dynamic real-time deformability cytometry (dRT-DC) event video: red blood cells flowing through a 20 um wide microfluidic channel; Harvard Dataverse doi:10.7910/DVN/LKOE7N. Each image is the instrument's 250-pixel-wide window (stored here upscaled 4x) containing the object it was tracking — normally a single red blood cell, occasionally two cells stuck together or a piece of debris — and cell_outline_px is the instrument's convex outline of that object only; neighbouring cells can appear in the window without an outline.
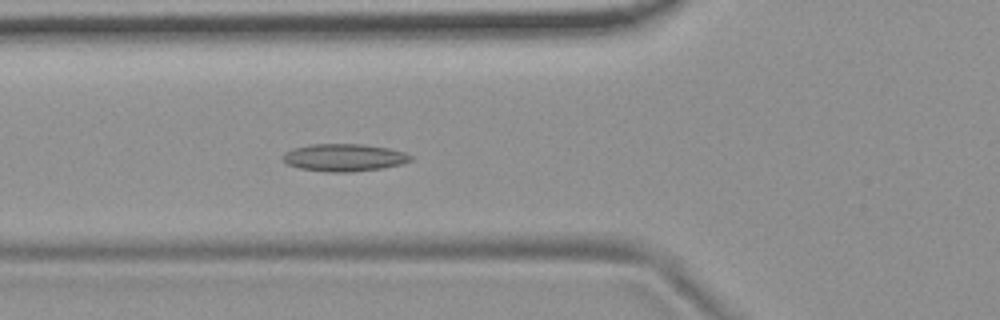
{"species": "common noctule bat (a hibernating species)", "species_latin": "Nyctalus noctula", "temperature_condition": "room temperature", "stored_images_in_passage": 54, "camera_frame_rate_fps": 3000, "um_per_image_px": 0.085, "animal": {"sex": "female", "body_mass_g": 19.9}, "frame": {"image": 1, "passage_image": 19, "time_ms": 6.0, "image_size_px": [1000, 320], "cell_outline_px": [[412, 160], [400, 164], [380, 168], [352, 172], [328, 172], [300, 168], [288, 164], [280, 156], [284, 152], [292, 148], [312, 144], [364, 144], [388, 148], [404, 152], [412, 156]], "centroid_in_image_um": [29.22, 13.38], "position_along_channel_um": 96.6, "area_um2": 20.4}}
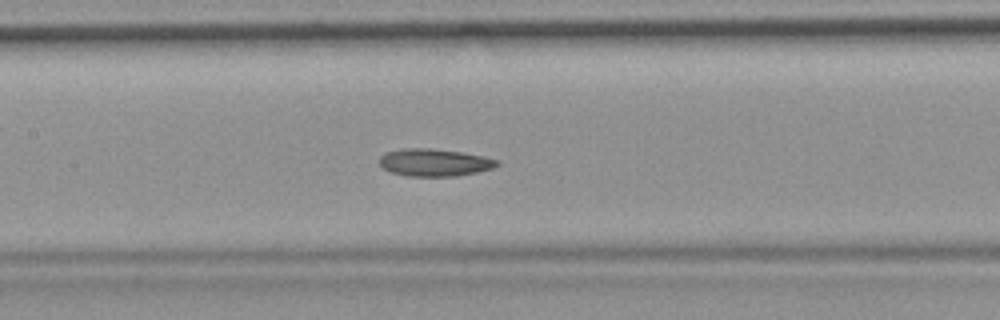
{"frame": {"image": 2, "passage_image": 25, "time_ms": 8.0, "image_size_px": [1000, 320], "cell_outline_px": [[500, 164], [492, 168], [476, 172], [456, 176], [408, 176], [388, 172], [380, 164], [380, 156], [388, 152], [404, 148], [432, 148], [460, 152], [484, 156], [500, 160]], "centroid_in_image_um": [36.94, 13.81], "position_along_channel_um": 170.5, "area_um2": 18.79}}
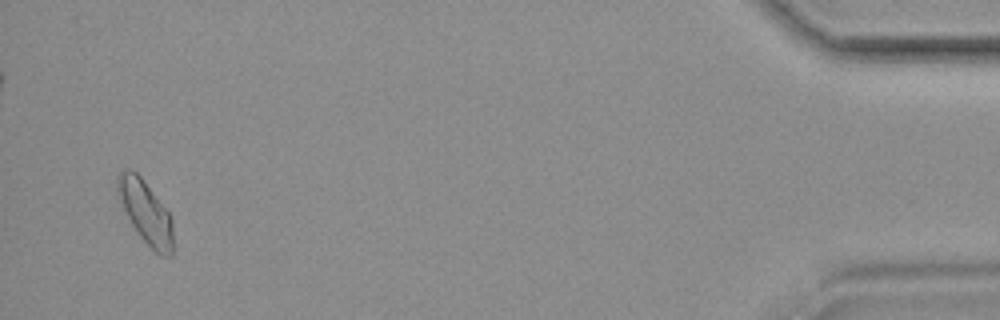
{"frame": {"image": 3, "passage_image": 52, "time_ms": 17.0, "image_size_px": [1000, 320], "cell_outline_px": [[172, 256], [160, 256], [140, 236], [132, 224], [116, 192], [116, 172], [120, 168], [128, 168], [136, 172], [140, 176], [168, 212], [172, 220]], "centroid_in_image_um": [12.34, 17.97], "position_along_channel_um": 422.9, "area_um2": 20.11}, "authors_computed_cell_mechanics": {"area_um2": 19.1896, "velocity_mm_per_s": 3.688, "shape_relaxation_time_tau1_ms": null, "shape_relaxation_time_tau2_ms": 5.1799, "deformation_change_tau1": null, "deformation_change_tau2": 0.1064}}